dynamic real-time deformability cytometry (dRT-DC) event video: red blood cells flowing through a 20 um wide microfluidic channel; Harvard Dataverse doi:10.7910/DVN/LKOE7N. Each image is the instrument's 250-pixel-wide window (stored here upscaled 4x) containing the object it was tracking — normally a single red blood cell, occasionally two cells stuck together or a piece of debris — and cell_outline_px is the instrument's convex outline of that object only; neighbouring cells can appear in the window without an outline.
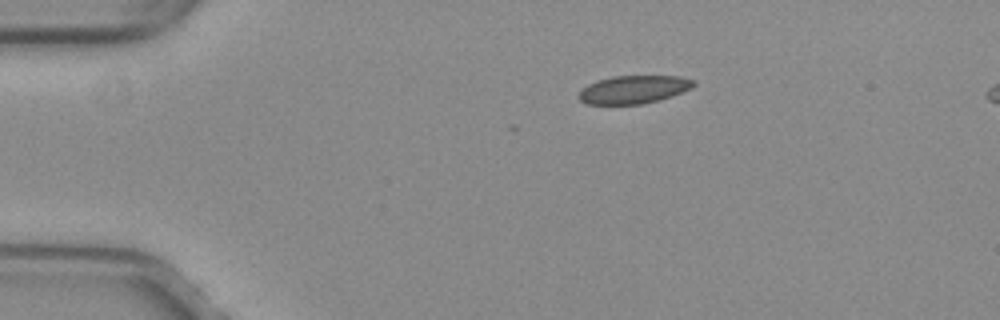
{"species": "common noctule bat (a hibernating species)", "species_latin": "Nyctalus noctula", "temperature_condition": "warm", "stored_images_in_passage": 4, "camera_frame_rate_fps": 3000, "um_per_image_px": 0.085, "animal": {"sex": "female", "body_mass_g": 29.2, "forearm_length_mm": 56.3}, "frame": {"image": 1, "passage_image": 1, "time_ms": 0.0, "image_size_px": [1000, 320], "cell_outline_px": [[696, 84], [692, 88], [672, 96], [644, 104], [588, 104], [580, 100], [580, 92], [588, 84], [596, 80], [612, 76], [680, 76], [696, 80]], "centroid_in_image_um": [53.91, 7.6], "position_along_channel_um": 31.1, "area_um2": 18.79}}